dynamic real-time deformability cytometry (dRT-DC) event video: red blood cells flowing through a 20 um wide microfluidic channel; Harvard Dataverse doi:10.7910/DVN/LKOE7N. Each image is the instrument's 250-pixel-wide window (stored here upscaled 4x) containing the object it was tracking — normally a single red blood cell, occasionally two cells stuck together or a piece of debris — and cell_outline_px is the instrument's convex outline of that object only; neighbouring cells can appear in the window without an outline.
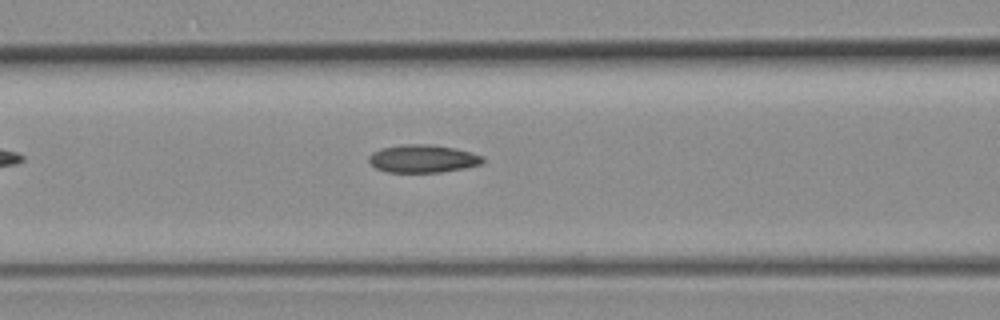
{"species": "common noctule bat (a hibernating species)", "species_latin": "Nyctalus noctula", "temperature_condition": "room temperature", "stored_images_in_passage": 33, "camera_frame_rate_fps": 3000, "um_per_image_px": 0.085, "animal": {"sex": "female", "body_mass_g": 19.3, "forearm_length_mm": 54.1}, "frame": {"image": 1, "passage_image": 7, "time_ms": 2.0, "image_size_px": [1000, 320], "cell_outline_px": [[484, 164], [464, 168], [440, 172], [388, 172], [376, 168], [368, 160], [368, 156], [372, 152], [380, 148], [404, 144], [428, 144], [452, 148], [472, 152], [484, 156]], "centroid_in_image_um": [35.95, 13.48], "position_along_channel_um": 130.6, "area_um2": 18.55}}
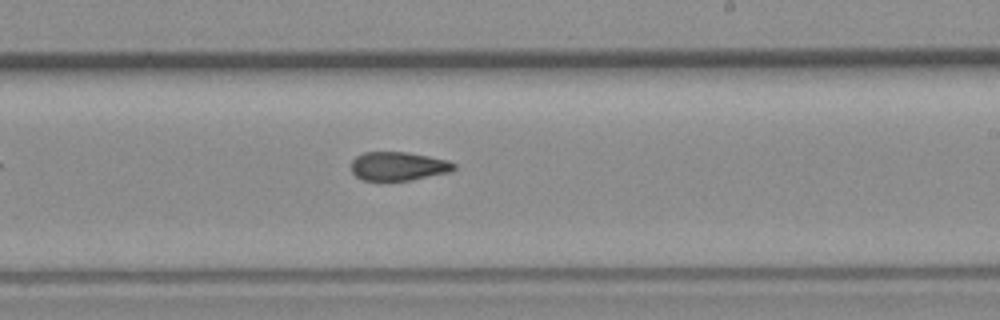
{"frame": {"image": 2, "passage_image": 17, "time_ms": 5.333, "image_size_px": [1000, 320], "cell_outline_px": [[456, 168], [452, 172], [412, 180], [364, 180], [356, 176], [352, 172], [352, 160], [356, 156], [364, 152], [408, 152], [448, 160], [456, 164]], "centroid_in_image_um": [33.9, 14.12], "position_along_channel_um": 255.1, "area_um2": 17.28}}
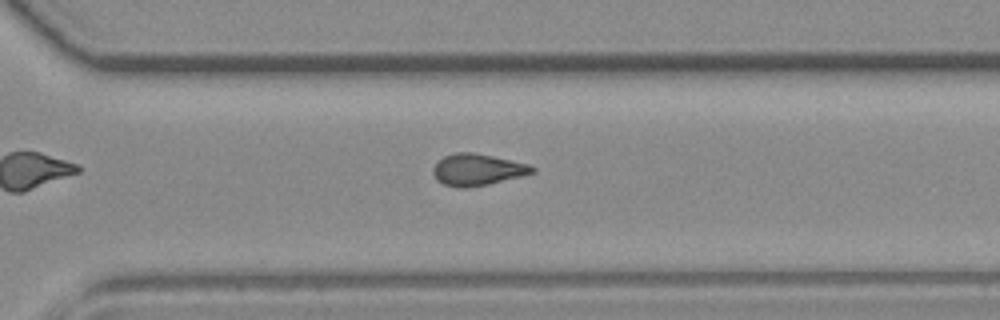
{"frame": {"image": 3, "passage_image": 23, "time_ms": 7.333, "image_size_px": [1000, 320], "cell_outline_px": [[536, 172], [488, 184], [464, 188], [456, 188], [444, 184], [436, 180], [432, 172], [432, 168], [444, 156], [456, 152], [472, 152], [532, 164], [536, 168]], "centroid_in_image_um": [40.59, 14.42], "position_along_channel_um": 330.0, "area_um2": 18.32}, "authors_computed_cell_mechanics": {"area_um2": 18.0336, "velocity_mm_per_s": 3.7448, "shape_relaxation_time_tau1_ms": null, "shape_relaxation_time_tau2_ms": 5.2404, "deformation_change_tau1": null, "deformation_change_tau2": 0.1258}}